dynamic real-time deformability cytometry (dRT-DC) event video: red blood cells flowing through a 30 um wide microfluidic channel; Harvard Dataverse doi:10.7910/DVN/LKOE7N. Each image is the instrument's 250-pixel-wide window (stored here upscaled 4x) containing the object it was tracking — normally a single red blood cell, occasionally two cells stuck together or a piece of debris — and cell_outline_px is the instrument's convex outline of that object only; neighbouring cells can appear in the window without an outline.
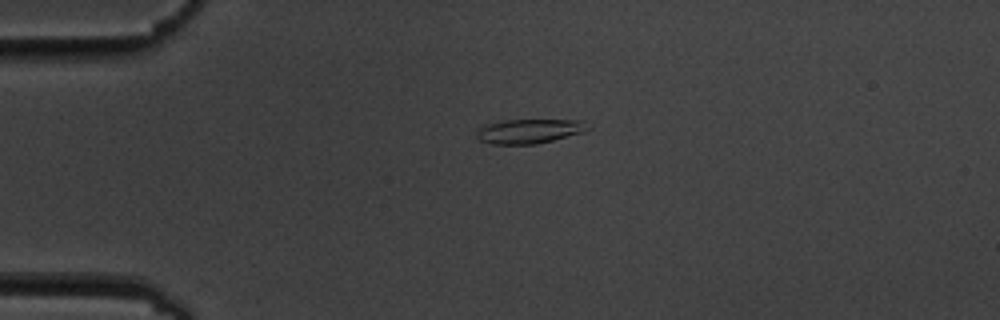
{"species": "common noctule bat (a hibernating species)", "species_latin": "Nyctalus noctula", "temperature_condition": "cold", "stored_images_in_passage": 44, "camera_frame_rate_fps": 3000, "um_per_image_px": 0.085, "animal": {"sex": "male", "body_mass_g": 19.5, "forearm_length_mm": 54.6}, "frame": {"image": 1, "passage_image": 1, "time_ms": 0.0, "image_size_px": [1000, 320], "cell_outline_px": [[592, 128], [584, 132], [536, 144], [492, 144], [480, 140], [476, 136], [476, 132], [480, 128], [488, 124], [504, 120], [584, 120]], "centroid_in_image_um": [45.04, 11.14], "position_along_channel_um": 40.0, "area_um2": 15.78}}
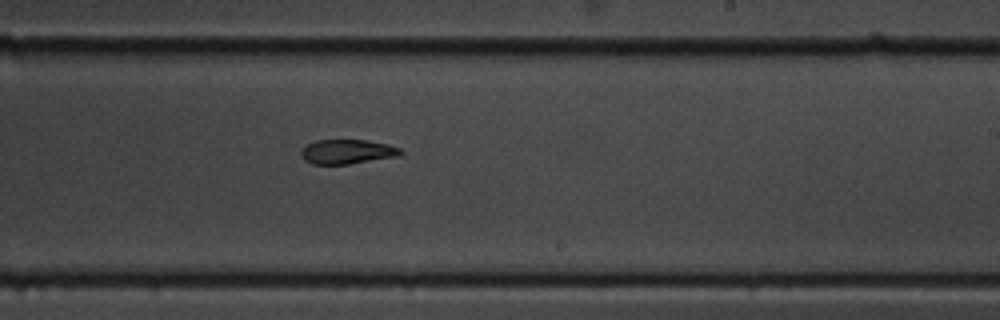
{"frame": {"image": 2, "passage_image": 22, "time_ms": 7.0, "image_size_px": [1000, 320], "cell_outline_px": [[404, 152], [400, 156], [348, 164], [312, 164], [304, 160], [300, 156], [300, 152], [308, 144], [316, 140], [368, 140], [388, 144], [400, 148]], "centroid_in_image_um": [29.54, 12.89], "position_along_channel_um": 259.5, "area_um2": 14.28}}
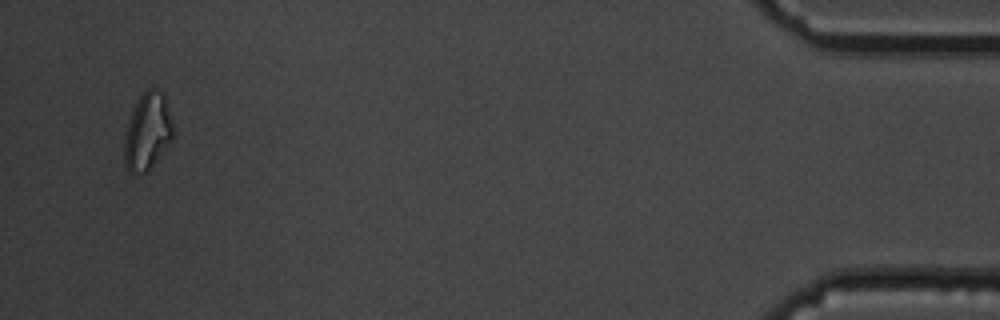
{"frame": {"image": 3, "passage_image": 42, "time_ms": 13.667, "image_size_px": [1000, 320], "cell_outline_px": [[172, 136], [148, 172], [128, 172], [124, 164], [124, 144], [128, 124], [132, 112], [140, 96], [148, 88], [156, 88], [164, 92], [172, 124]], "centroid_in_image_um": [12.52, 11.17], "position_along_channel_um": 422.7, "area_um2": 21.27}, "authors_computed_cell_mechanics": {"area_um2": 15.2592, "velocity_mm_per_s": 3.5871, "shape_relaxation_time_tau1_ms": 7.7782, "shape_relaxation_time_tau2_ms": 2.6935, "deformation_change_tau1": 0.1965, "deformation_change_tau2": 0.0946}}